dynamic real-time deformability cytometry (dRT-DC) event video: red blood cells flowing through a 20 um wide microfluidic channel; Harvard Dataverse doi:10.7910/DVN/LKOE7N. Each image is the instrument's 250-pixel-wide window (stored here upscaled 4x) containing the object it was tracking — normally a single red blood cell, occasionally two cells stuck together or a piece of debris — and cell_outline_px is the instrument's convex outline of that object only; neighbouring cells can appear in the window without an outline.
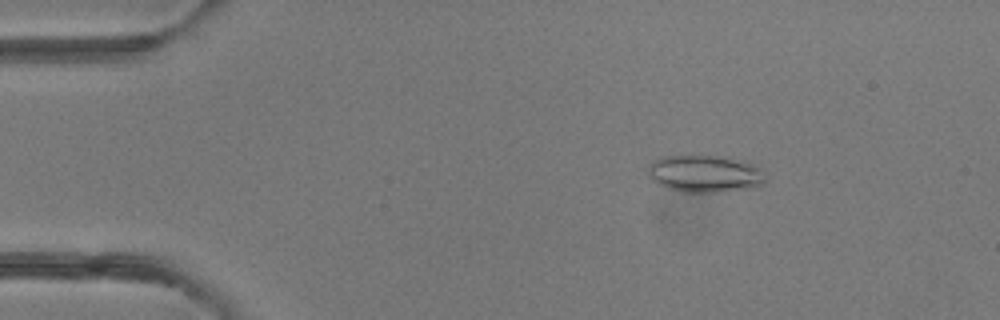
{"species": "common noctule bat (a hibernating species)", "species_latin": "Nyctalus noctula", "temperature_condition": "room temperature", "stored_images_in_passage": 46, "camera_frame_rate_fps": 3000, "um_per_image_px": 0.085, "animal": {"sex": "female"}, "frame": {"image": 1, "passage_image": 8, "time_ms": 2.333, "image_size_px": [1000, 320], "cell_outline_px": [[768, 176], [764, 184], [752, 188], [712, 192], [684, 192], [668, 188], [652, 180], [648, 176], [648, 164], [652, 160], [660, 156], [680, 152], [700, 152], [752, 164], [760, 168]], "centroid_in_image_um": [59.85, 14.7], "position_along_channel_um": 25.2, "area_um2": 26.53}}
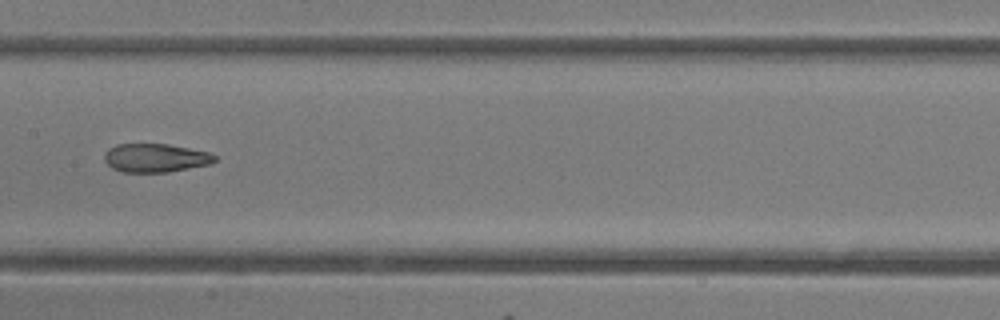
{"frame": {"image": 2, "passage_image": 25, "time_ms": 8.0, "image_size_px": [1000, 320], "cell_outline_px": [[216, 160], [212, 164], [168, 172], [124, 172], [112, 168], [104, 160], [104, 152], [108, 148], [116, 144], [168, 144], [208, 152], [216, 156]], "centroid_in_image_um": [13.2, 13.42], "position_along_channel_um": 194.2, "area_um2": 18.44}}
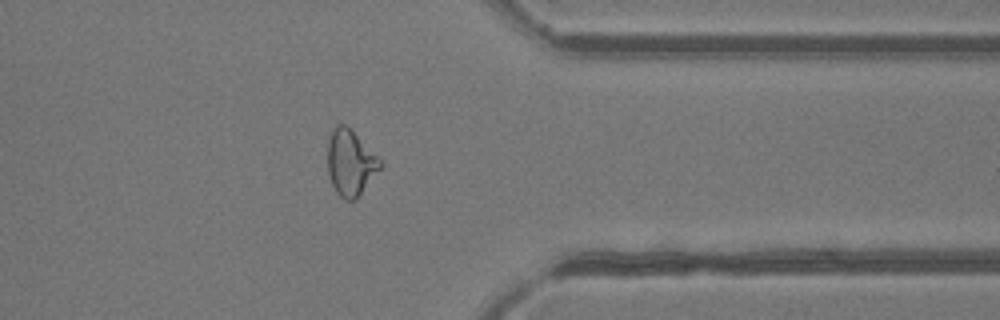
{"frame": {"image": 3, "passage_image": 39, "time_ms": 12.667, "image_size_px": [1000, 320], "cell_outline_px": [[384, 164], [356, 200], [344, 200], [336, 192], [332, 184], [328, 172], [328, 136], [332, 128], [336, 124], [344, 124], [380, 156], [384, 160]], "centroid_in_image_um": [29.81, 13.83], "position_along_channel_um": 381.6, "area_um2": 20.46}, "authors_computed_cell_mechanics": {"area_um2": 20.2589, "velocity_mm_per_s": 4.2367, "shape_relaxation_time_tau1_ms": 6.4507, "shape_relaxation_time_tau2_ms": 2.0705, "deformation_change_tau1": 0.2168, "deformation_change_tau2": 0.1125}}